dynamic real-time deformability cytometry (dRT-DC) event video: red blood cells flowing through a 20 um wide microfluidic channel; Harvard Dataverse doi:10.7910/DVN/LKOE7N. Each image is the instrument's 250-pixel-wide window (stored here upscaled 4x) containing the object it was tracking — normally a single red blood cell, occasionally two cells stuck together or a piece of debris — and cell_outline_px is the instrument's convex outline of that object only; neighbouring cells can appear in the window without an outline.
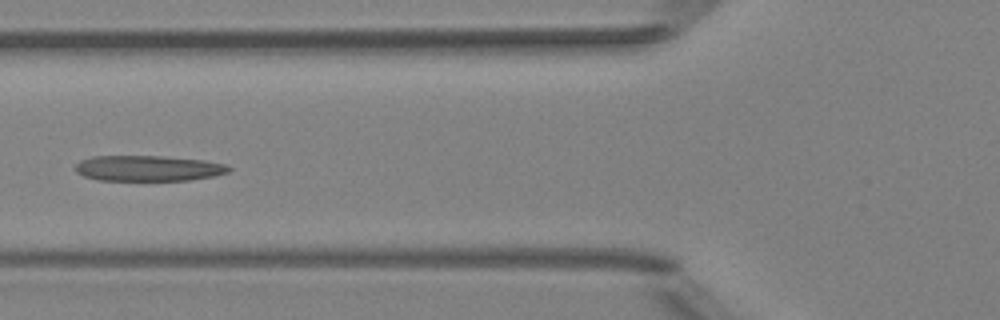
{"species": "Egyptian fruit bat (a non-hibernating species)", "species_latin": "Rousettus aegyptiacus", "temperature_condition": "room temperature", "stored_images_in_passage": 5, "camera_frame_rate_fps": 3000, "um_per_image_px": 0.085, "animal": {"sex": "female"}, "frame": {"image": 1, "passage_image": 5, "time_ms": 1.333, "image_size_px": [1000, 320], "cell_outline_px": [[232, 168], [228, 172], [212, 176], [188, 180], [96, 180], [84, 176], [76, 172], [76, 164], [80, 160], [92, 156], [160, 156], [204, 160], [228, 164]], "centroid_in_image_um": [12.59, 14.3], "position_along_channel_um": 113.2, "area_um2": 22.89}}